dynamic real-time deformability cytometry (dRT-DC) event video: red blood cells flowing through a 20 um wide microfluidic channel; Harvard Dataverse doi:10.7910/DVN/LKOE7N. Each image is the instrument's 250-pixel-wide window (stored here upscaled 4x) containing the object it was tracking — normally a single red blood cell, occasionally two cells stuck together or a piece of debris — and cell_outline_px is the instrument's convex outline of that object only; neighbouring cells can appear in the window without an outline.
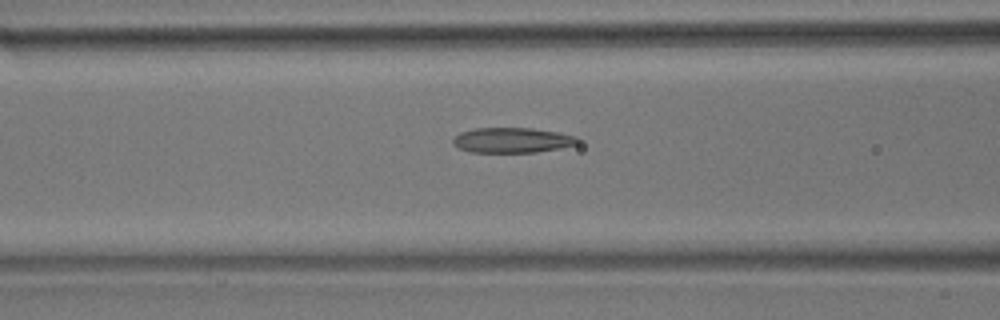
{"species": "common noctule bat (a hibernating species)", "species_latin": "Nyctalus noctula", "temperature_condition": "room temperature", "stored_images_in_passage": 44, "camera_frame_rate_fps": 3000, "um_per_image_px": 0.085, "animal": {"sex": "male", "body_mass_g": 17.9}, "frame": {"image": 1, "passage_image": 21, "time_ms": 6.667, "image_size_px": [1000, 320], "cell_outline_px": [[580, 144], [560, 148], [536, 152], [468, 152], [452, 144], [452, 140], [460, 132], [476, 128], [532, 128], [556, 132], [576, 136], [580, 140]], "centroid_in_image_um": [43.55, 11.92], "position_along_channel_um": 123.0, "area_um2": 18.32}}
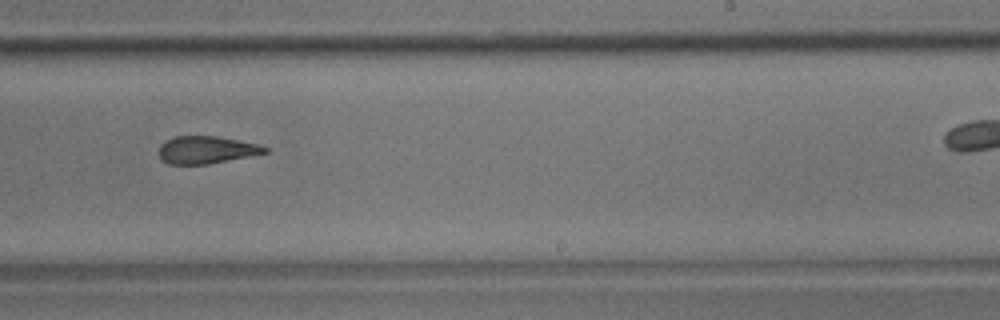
{"frame": {"image": 2, "passage_image": 33, "time_ms": 10.667, "image_size_px": [1000, 320], "cell_outline_px": [[268, 152], [252, 156], [208, 164], [168, 164], [160, 160], [160, 144], [176, 136], [216, 136], [260, 144], [268, 148]], "centroid_in_image_um": [17.57, 12.74], "position_along_channel_um": 271.4, "area_um2": 16.99}}
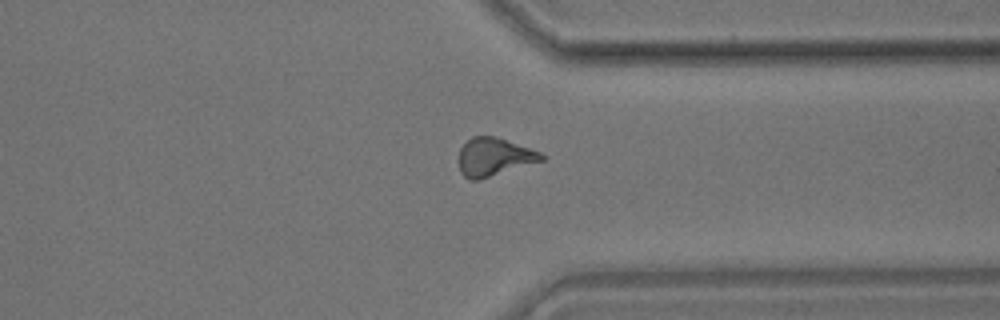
{"frame": {"image": 3, "passage_image": 41, "time_ms": 13.333, "image_size_px": [1000, 320], "cell_outline_px": [[544, 160], [480, 180], [468, 180], [460, 172], [456, 160], [460, 148], [472, 136], [492, 136], [540, 152], [544, 156]], "centroid_in_image_um": [41.91, 13.37], "position_along_channel_um": 369.5, "area_um2": 18.38}}